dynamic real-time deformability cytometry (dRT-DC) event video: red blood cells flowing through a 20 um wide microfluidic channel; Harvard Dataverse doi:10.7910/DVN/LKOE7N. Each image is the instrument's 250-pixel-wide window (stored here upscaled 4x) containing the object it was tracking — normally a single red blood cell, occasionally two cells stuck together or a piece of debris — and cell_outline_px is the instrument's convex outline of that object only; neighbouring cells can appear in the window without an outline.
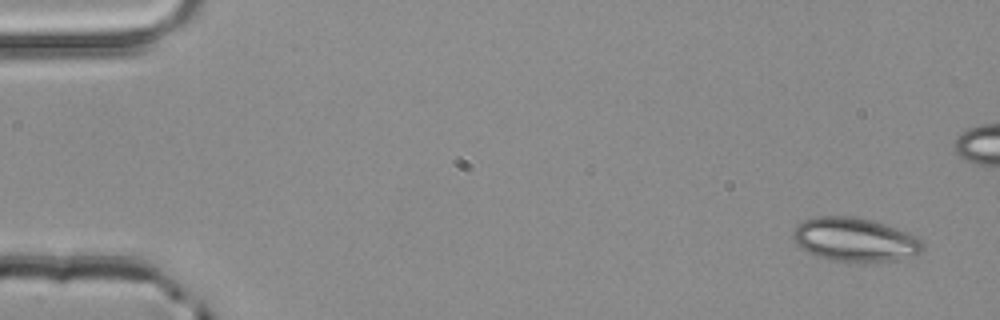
{"species": "common noctule bat (a hibernating species)", "species_latin": "Nyctalus noctula", "temperature_condition": "room temperature", "stored_images_in_passage": 4, "camera_frame_rate_fps": 3000, "um_per_image_px": 0.085, "animal": {"sex": "male", "body_mass_g": 20.4}, "frame": {"image": 1, "passage_image": 1, "time_ms": 0.0, "image_size_px": [1000, 320], "cell_outline_px": [[924, 244], [920, 252], [916, 256], [892, 260], [864, 264], [832, 260], [816, 256], [800, 248], [796, 244], [792, 236], [792, 232], [796, 224], [804, 220], [816, 216], [852, 216], [872, 220], [908, 232], [916, 236]], "centroid_in_image_um": [72.64, 20.39], "position_along_channel_um": 12.4, "area_um2": 33.64}}